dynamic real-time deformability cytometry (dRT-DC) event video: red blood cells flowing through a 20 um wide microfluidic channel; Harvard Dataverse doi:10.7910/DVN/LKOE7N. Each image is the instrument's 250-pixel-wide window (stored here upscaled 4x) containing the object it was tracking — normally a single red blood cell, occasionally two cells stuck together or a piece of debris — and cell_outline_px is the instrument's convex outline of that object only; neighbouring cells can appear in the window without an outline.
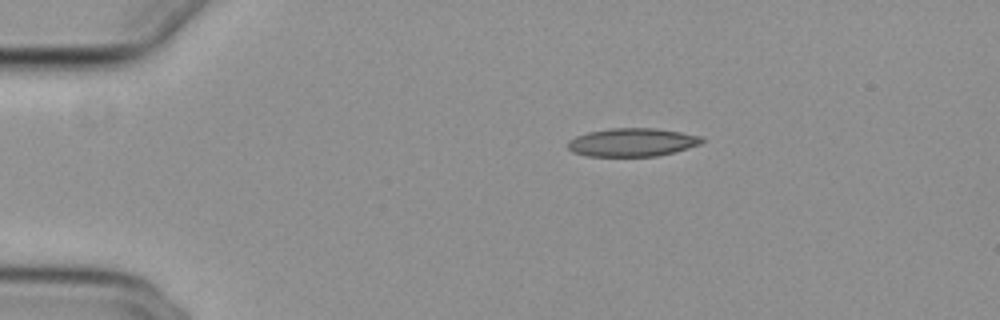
{"species": "common noctule bat (a hibernating species)", "species_latin": "Nyctalus noctula", "temperature_condition": "cold", "stored_images_in_passage": 44, "camera_frame_rate_fps": 3000, "um_per_image_px": 0.085, "animal": {"sex": "female", "body_mass_g": 29.2, "forearm_length_mm": 56.3}, "frame": {"image": 1, "passage_image": 1, "time_ms": 0.0, "image_size_px": [1000, 320], "cell_outline_px": [[704, 140], [700, 144], [676, 152], [656, 156], [588, 156], [572, 152], [568, 148], [568, 140], [576, 136], [588, 132], [608, 128], [656, 128], [704, 136]], "centroid_in_image_um": [53.75, 12.09], "position_along_channel_um": 31.2, "area_um2": 22.25}}
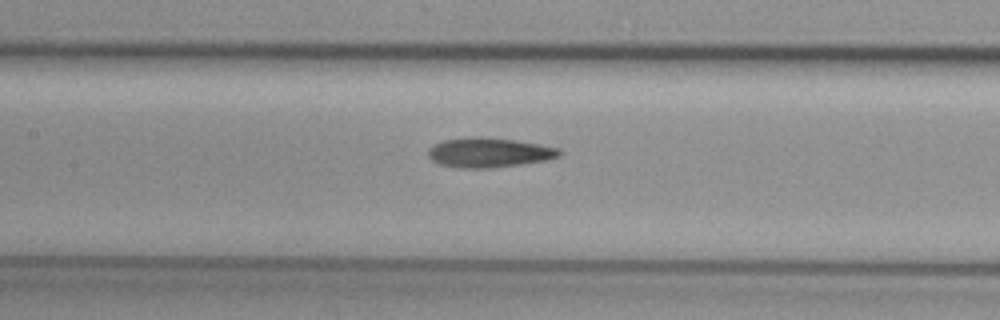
{"frame": {"image": 2, "passage_image": 16, "time_ms": 5.0, "image_size_px": [1000, 320], "cell_outline_px": [[564, 152], [560, 156], [548, 160], [520, 164], [488, 168], [456, 168], [440, 164], [432, 160], [428, 156], [428, 148], [432, 144], [444, 140], [476, 136], [480, 136], [516, 140], [540, 144], [560, 148]], "centroid_in_image_um": [41.58, 12.96], "position_along_channel_um": 165.8, "area_um2": 22.95}}
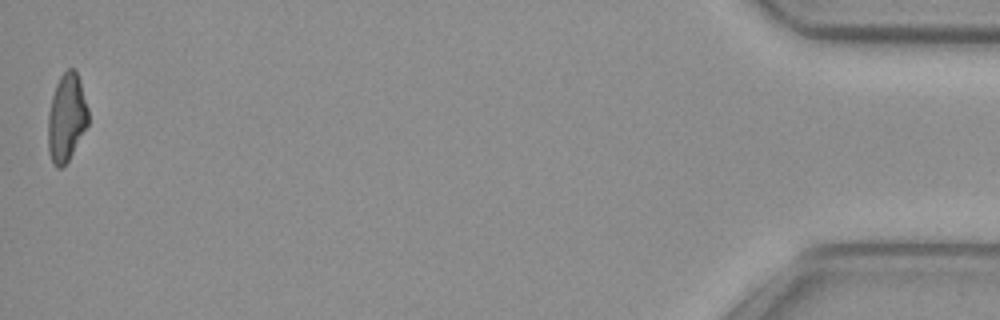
{"frame": {"image": 3, "passage_image": 44, "time_ms": 14.333, "image_size_px": [1000, 320], "cell_outline_px": [[88, 124], [68, 160], [60, 168], [56, 168], [52, 164], [48, 152], [48, 112], [52, 96], [56, 84], [60, 76], [68, 68], [76, 68], [88, 108]], "centroid_in_image_um": [5.64, 9.99], "position_along_channel_um": 429.6, "area_um2": 20.58}, "authors_computed_cell_mechanics": {"area_um2": 21.8484, "velocity_mm_per_s": 3.8417, "shape_relaxation_time_tau1_ms": null, "shape_relaxation_time_tau2_ms": 5.9145, "deformation_change_tau1": null, "deformation_change_tau2": 0.1622}}